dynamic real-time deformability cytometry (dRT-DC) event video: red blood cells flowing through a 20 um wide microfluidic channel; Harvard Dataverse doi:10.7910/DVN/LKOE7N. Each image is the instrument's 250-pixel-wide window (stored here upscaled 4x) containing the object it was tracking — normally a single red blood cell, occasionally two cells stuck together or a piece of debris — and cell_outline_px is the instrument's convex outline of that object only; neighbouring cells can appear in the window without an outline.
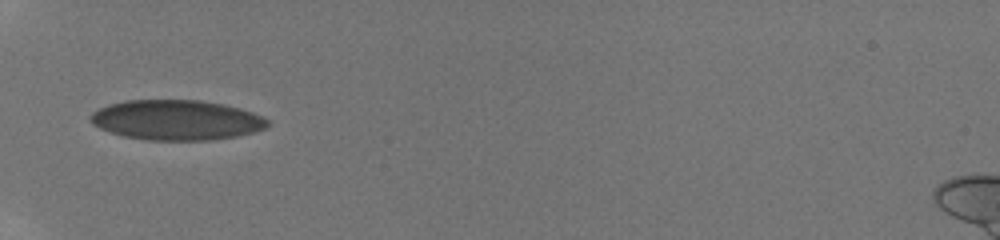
{"species": "human", "species_latin": "Homo sapiens", "temperature_condition": "room temperature", "stored_images_in_passage": 38, "camera_frame_rate_fps": 3000, "um_per_image_px": 0.085, "donor": {"sex": "male"}, "frame": {"image": 1, "passage_image": 1, "time_ms": 0.0, "image_size_px": [1000, 240], "cell_outline_px": [[272, 124], [268, 128], [236, 136], [212, 140], [148, 140], [124, 136], [108, 132], [92, 124], [88, 116], [92, 112], [108, 104], [124, 100], [200, 100], [224, 104], [240, 108], [264, 116]], "centroid_in_image_um": [15.01, 10.2], "position_along_channel_um": 70.0, "area_um2": 41.73}}
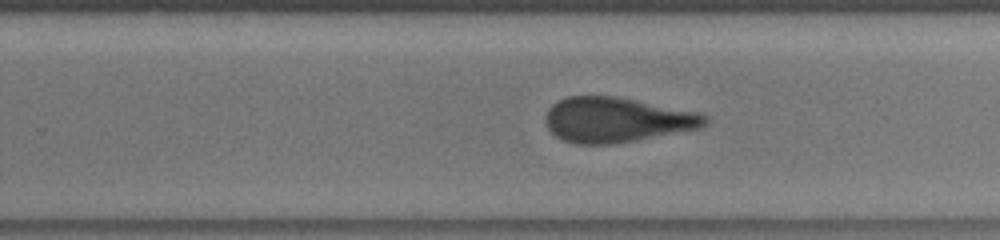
{"frame": {"image": 2, "passage_image": 23, "time_ms": 5.333, "image_size_px": [1000, 240], "cell_outline_px": [[708, 124], [700, 128], [616, 144], [576, 144], [564, 140], [556, 136], [548, 128], [544, 120], [544, 116], [548, 108], [556, 100], [568, 96], [616, 96], [700, 112], [708, 116]], "centroid_in_image_um": [52.41, 10.18], "position_along_channel_um": 277.4, "area_um2": 42.19}}
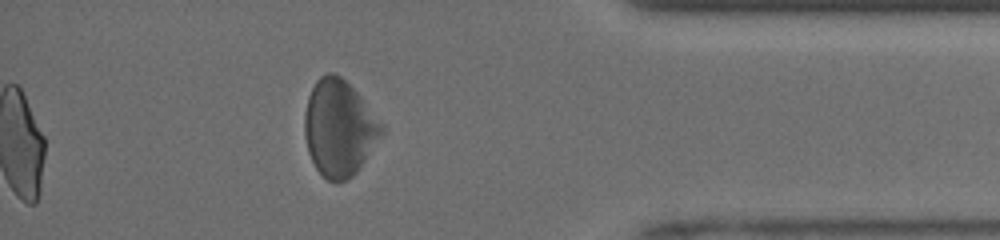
{"frame": {"image": 3, "passage_image": 38, "time_ms": 9.0, "image_size_px": [1000, 240], "cell_outline_px": [[384, 132], [360, 168], [348, 180], [336, 184], [328, 180], [316, 168], [308, 152], [304, 136], [304, 116], [308, 96], [316, 80], [320, 76], [328, 72], [332, 72], [340, 76], [360, 96], [384, 124]], "centroid_in_image_um": [28.82, 10.91], "position_along_channel_um": 406.4, "area_um2": 43.35}, "authors_computed_cell_mechanics": {"area_um2": 42.0784, "velocity_mm_per_s": 4.0554, "shape_relaxation_time_tau1_ms": 7.4823, "shape_relaxation_time_tau2_ms": 1.5578, "deformation_change_tau1": 0.0997, "deformation_change_tau2": 0.0644}}